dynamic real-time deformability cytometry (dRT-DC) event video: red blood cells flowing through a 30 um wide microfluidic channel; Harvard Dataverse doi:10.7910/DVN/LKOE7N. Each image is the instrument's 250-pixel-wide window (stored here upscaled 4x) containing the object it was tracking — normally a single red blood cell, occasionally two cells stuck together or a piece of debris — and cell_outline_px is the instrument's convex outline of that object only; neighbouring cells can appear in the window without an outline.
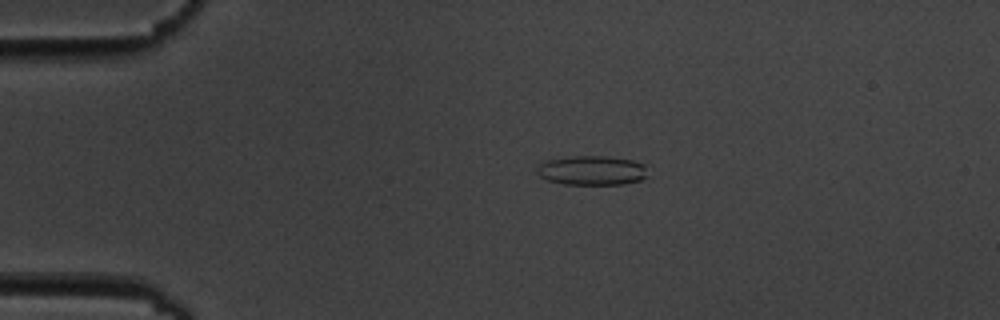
{"species": "common noctule bat (a hibernating species)", "species_latin": "Nyctalus noctula", "temperature_condition": "cold", "stored_images_in_passage": 5, "camera_frame_rate_fps": 3000, "um_per_image_px": 0.085, "animal": {"sex": "male", "body_mass_g": 19.5, "forearm_length_mm": 54.6}, "frame": {"image": 1, "passage_image": 1, "time_ms": 0.0, "image_size_px": [1000, 320], "cell_outline_px": [[644, 176], [640, 180], [624, 184], [564, 184], [548, 180], [540, 176], [536, 172], [536, 168], [540, 164], [548, 160], [572, 156], [604, 156], [632, 160], [644, 164]], "centroid_in_image_um": [50.26, 14.48], "position_along_channel_um": 34.7, "area_um2": 18.67}}
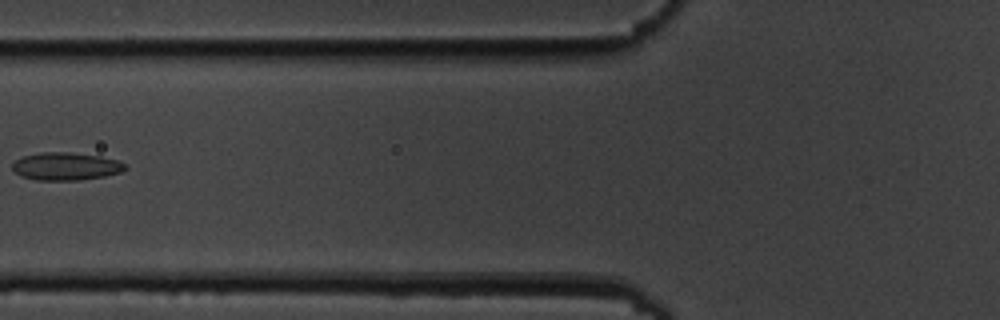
{"frame": {"image": 2, "passage_image": 4, "time_ms": 3.667, "image_size_px": [1000, 320], "cell_outline_px": [[128, 168], [120, 172], [104, 176], [80, 180], [36, 180], [20, 176], [12, 168], [12, 164], [16, 160], [24, 156], [40, 152], [68, 152], [100, 156], [120, 160], [128, 164]], "centroid_in_image_um": [5.64, 14.13], "position_along_channel_um": 120.2, "area_um2": 18.38}}
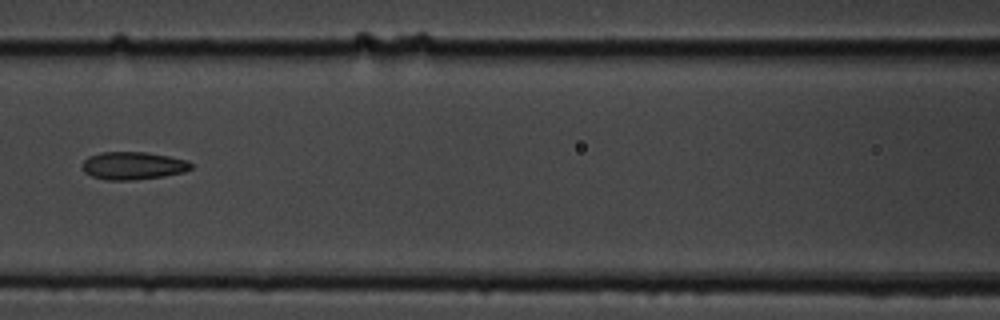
{"frame": {"image": 3, "passage_image": 5, "time_ms": 4.667, "image_size_px": [1000, 320], "cell_outline_px": [[192, 168], [184, 172], [164, 176], [132, 180], [104, 180], [92, 176], [84, 172], [84, 160], [88, 156], [104, 152], [144, 152], [168, 156], [188, 160], [192, 164]], "centroid_in_image_um": [11.33, 14.08], "position_along_channel_um": 155.3, "area_um2": 17.51}}